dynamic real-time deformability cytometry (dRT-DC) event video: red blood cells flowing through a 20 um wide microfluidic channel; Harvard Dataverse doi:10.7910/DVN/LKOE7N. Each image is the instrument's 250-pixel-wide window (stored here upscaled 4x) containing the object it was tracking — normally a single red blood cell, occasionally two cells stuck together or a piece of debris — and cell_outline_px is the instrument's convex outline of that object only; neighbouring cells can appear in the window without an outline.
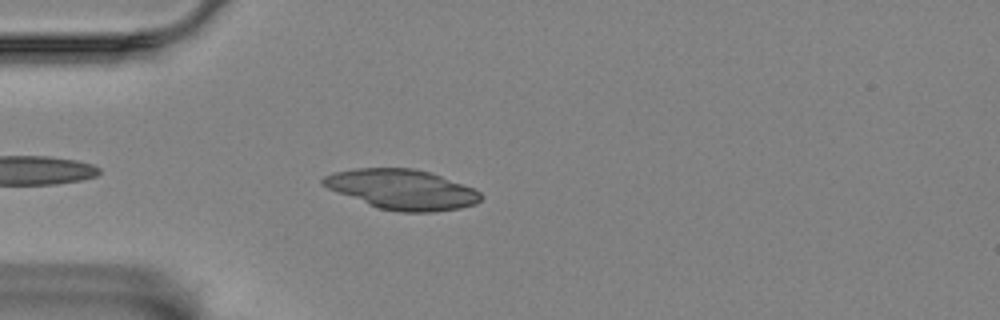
{"species": "Egyptian fruit bat (a non-hibernating species)", "species_latin": "Rousettus aegyptiacus", "temperature_condition": "room temperature", "stored_images_in_passage": 46, "camera_frame_rate_fps": 3000, "um_per_image_px": 0.085, "animal": {"sex": "female"}, "frame": {"image": 1, "passage_image": 5, "time_ms": 1.333, "image_size_px": [1000, 320], "cell_outline_px": [[484, 196], [476, 204], [460, 208], [436, 212], [400, 212], [380, 208], [368, 204], [328, 188], [320, 184], [320, 180], [324, 176], [332, 172], [356, 168], [412, 168], [428, 172], [440, 176], [472, 188], [480, 192]], "centroid_in_image_um": [34.16, 16.1], "position_along_channel_um": 50.8, "area_um2": 36.47}}
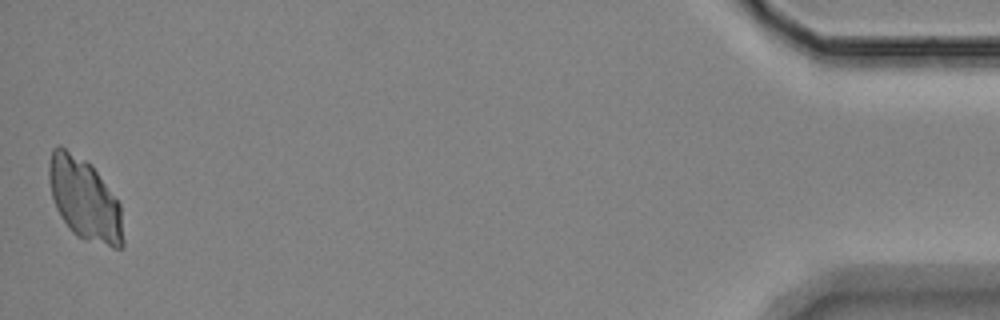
{"frame": {"image": 2, "passage_image": 46, "time_ms": 15.0, "image_size_px": [1000, 320], "cell_outline_px": [[124, 248], [112, 248], [84, 240], [76, 236], [72, 232], [60, 216], [56, 208], [52, 196], [48, 180], [48, 164], [52, 148], [60, 144], [92, 164], [120, 204], [124, 240]], "centroid_in_image_um": [7.18, 16.94], "position_along_channel_um": 428.0, "area_um2": 36.01}}